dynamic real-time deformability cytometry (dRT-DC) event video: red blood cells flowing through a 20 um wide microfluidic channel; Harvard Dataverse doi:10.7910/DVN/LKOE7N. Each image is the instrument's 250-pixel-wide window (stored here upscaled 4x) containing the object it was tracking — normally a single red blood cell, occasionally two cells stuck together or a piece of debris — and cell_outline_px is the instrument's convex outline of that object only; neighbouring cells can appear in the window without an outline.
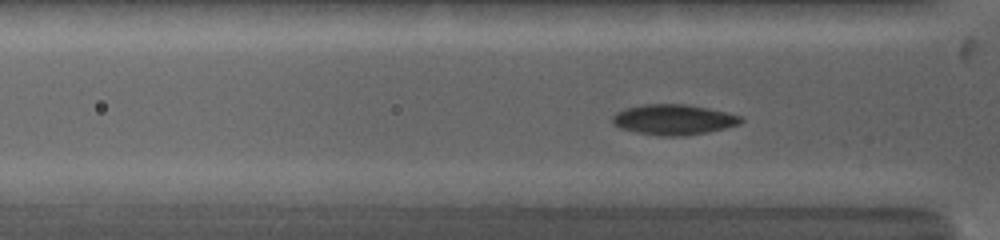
{"species": "common noctule bat (a hibernating species)", "species_latin": "Nyctalus noctula", "temperature_condition": "warm", "stored_images_in_passage": 15, "camera_frame_rate_fps": 5000, "um_per_image_px": 0.085, "animal": {"sex": "female", "body_mass_g": 19.0, "forearm_length_mm": 53.3}, "frame": {"image": 1, "passage_image": 10, "time_ms": 2.8, "image_size_px": [1000, 240], "cell_outline_px": [[744, 120], [740, 124], [708, 132], [684, 136], [660, 136], [636, 132], [620, 128], [612, 120], [612, 116], [616, 112], [624, 108], [644, 104], [688, 104], [708, 108], [744, 116]], "centroid_in_image_um": [57.28, 10.16], "position_along_channel_um": 68.5, "area_um2": 22.89}}
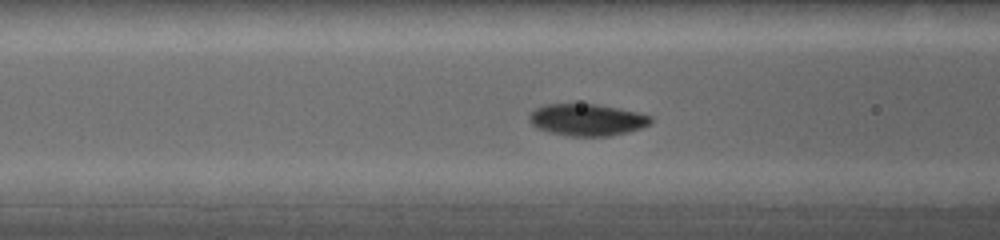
{"frame": {"image": 2, "passage_image": 14, "time_ms": 4.0, "image_size_px": [1000, 240], "cell_outline_px": [[652, 124], [628, 132], [608, 136], [568, 136], [548, 132], [536, 128], [528, 120], [528, 112], [544, 104], [596, 104], [620, 108], [652, 116]], "centroid_in_image_um": [49.86, 10.18], "position_along_channel_um": 116.7, "area_um2": 22.83}}